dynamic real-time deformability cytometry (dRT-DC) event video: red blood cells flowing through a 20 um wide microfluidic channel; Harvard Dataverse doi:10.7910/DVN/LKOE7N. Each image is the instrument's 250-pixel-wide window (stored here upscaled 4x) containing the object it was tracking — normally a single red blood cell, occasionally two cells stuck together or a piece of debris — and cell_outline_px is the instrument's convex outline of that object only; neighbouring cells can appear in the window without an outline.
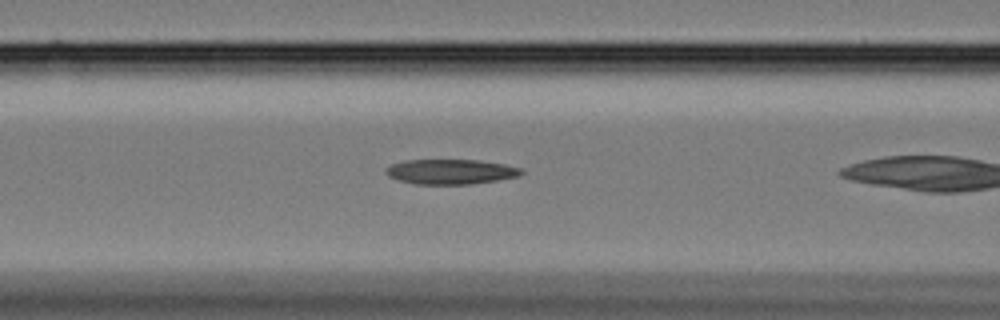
{"species": "Egyptian fruit bat (a non-hibernating species)", "species_latin": "Rousettus aegyptiacus", "temperature_condition": "cold", "stored_images_in_passage": 42, "camera_frame_rate_fps": 3000, "um_per_image_px": 0.085, "animal": {"sex": "female"}, "frame": {"image": 1, "passage_image": 20, "time_ms": 6.333, "image_size_px": [1000, 320], "cell_outline_px": [[524, 172], [516, 176], [496, 180], [472, 184], [416, 184], [396, 180], [388, 176], [384, 172], [384, 168], [392, 164], [404, 160], [480, 160], [504, 164], [520, 168]], "centroid_in_image_um": [38.24, 14.59], "position_along_channel_um": 128.4, "area_um2": 19.71}}
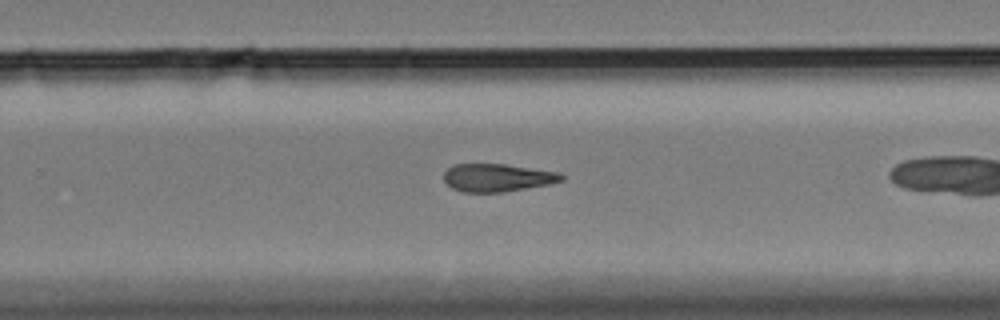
{"frame": {"image": 2, "passage_image": 34, "time_ms": 11.0, "image_size_px": [1000, 320], "cell_outline_px": [[564, 180], [548, 184], [504, 192], [464, 192], [452, 188], [444, 180], [444, 172], [452, 164], [504, 164], [560, 172], [564, 176]], "centroid_in_image_um": [42.27, 15.09], "position_along_channel_um": 287.5, "area_um2": 19.07}}
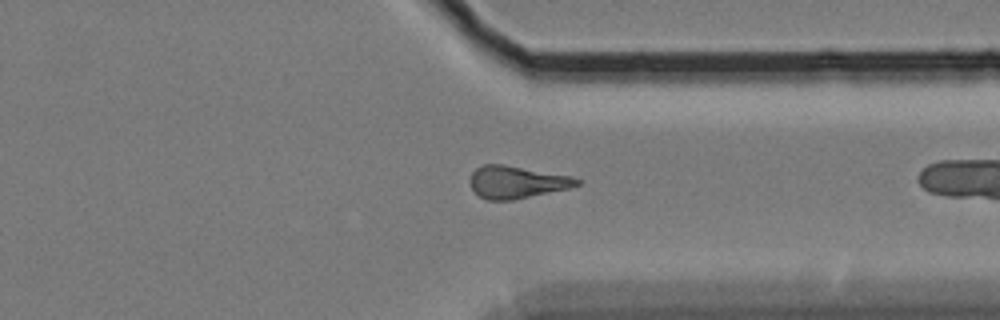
{"frame": {"image": 3, "passage_image": 41, "time_ms": 13.333, "image_size_px": [1000, 320], "cell_outline_px": [[580, 184], [568, 188], [512, 200], [488, 200], [480, 196], [472, 188], [468, 180], [472, 172], [476, 168], [484, 164], [504, 164], [572, 176], [580, 180]], "centroid_in_image_um": [43.89, 15.46], "position_along_channel_um": 367.5, "area_um2": 20.06}}